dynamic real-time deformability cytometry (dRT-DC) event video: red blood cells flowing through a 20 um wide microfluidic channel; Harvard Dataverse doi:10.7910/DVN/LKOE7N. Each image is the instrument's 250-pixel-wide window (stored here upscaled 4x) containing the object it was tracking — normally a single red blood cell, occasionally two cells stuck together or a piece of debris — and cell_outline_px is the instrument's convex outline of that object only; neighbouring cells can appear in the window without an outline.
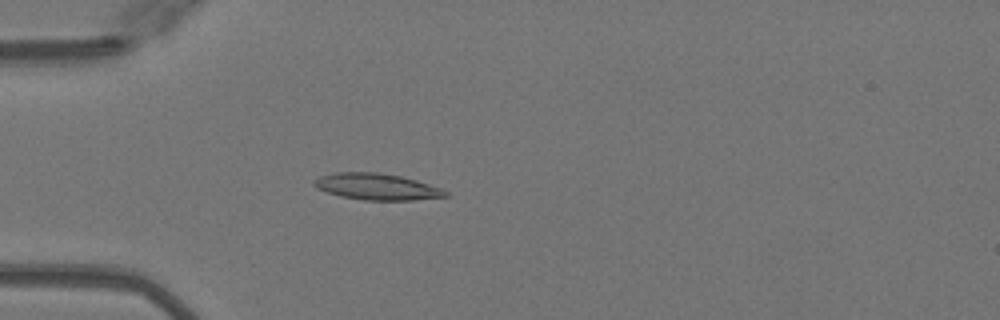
{"species": "Egyptian fruit bat (a non-hibernating species)", "species_latin": "Rousettus aegyptiacus", "temperature_condition": "warm", "stored_images_in_passage": 48, "camera_frame_rate_fps": 3000, "um_per_image_px": 0.085, "animal": {"sex": "female"}, "frame": {"image": 1, "passage_image": 13, "time_ms": 4.0, "image_size_px": [1000, 320], "cell_outline_px": [[448, 196], [412, 200], [364, 200], [340, 196], [316, 188], [312, 184], [312, 180], [320, 176], [336, 172], [376, 172], [400, 176], [416, 180], [440, 188], [448, 192]], "centroid_in_image_um": [31.98, 15.86], "position_along_channel_um": 53.0, "area_um2": 20.11}}
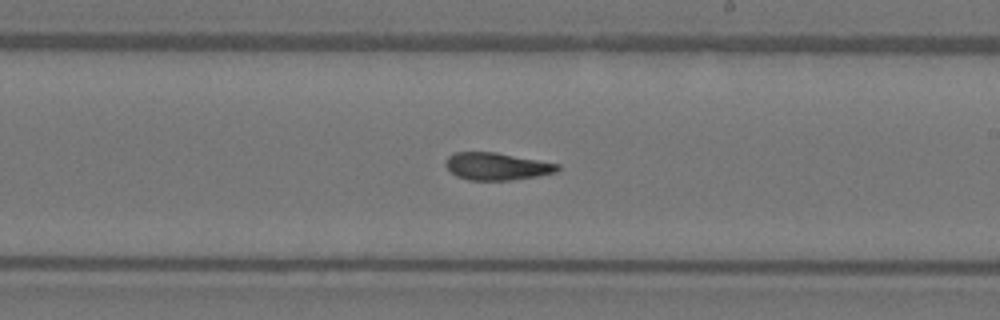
{"frame": {"image": 2, "passage_image": 28, "time_ms": 9.0, "image_size_px": [1000, 320], "cell_outline_px": [[560, 168], [556, 172], [536, 176], [512, 180], [468, 180], [456, 176], [444, 164], [444, 160], [448, 156], [456, 152], [496, 152], [560, 164]], "centroid_in_image_um": [42.21, 14.13], "position_along_channel_um": 246.8, "area_um2": 17.86}}
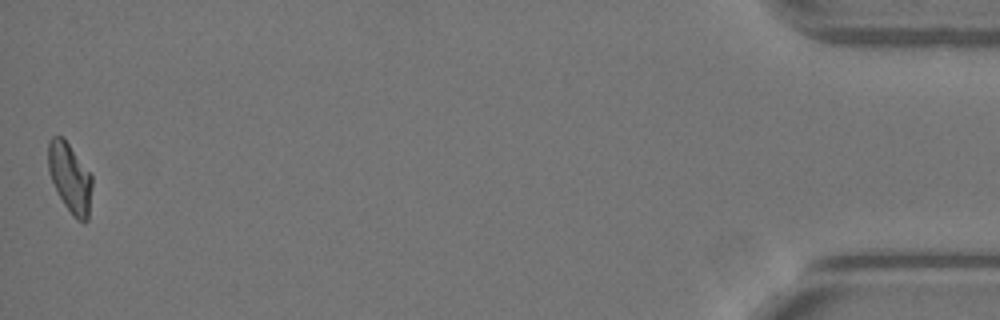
{"frame": {"image": 3, "passage_image": 48, "time_ms": 15.667, "image_size_px": [1000, 320], "cell_outline_px": [[92, 184], [88, 220], [84, 224], [76, 220], [72, 216], [56, 192], [48, 172], [48, 140], [52, 136], [64, 136], [92, 176]], "centroid_in_image_um": [5.93, 15.12], "position_along_channel_um": 429.3, "area_um2": 18.15}, "authors_computed_cell_mechanics": {"area_um2": 18.5538, "velocity_mm_per_s": 4.0881, "shape_relaxation_time_tau1_ms": 10.2997, "shape_relaxation_time_tau2_ms": 2.7007, "deformation_change_tau1": 0.2874, "deformation_change_tau2": 0.1023}}